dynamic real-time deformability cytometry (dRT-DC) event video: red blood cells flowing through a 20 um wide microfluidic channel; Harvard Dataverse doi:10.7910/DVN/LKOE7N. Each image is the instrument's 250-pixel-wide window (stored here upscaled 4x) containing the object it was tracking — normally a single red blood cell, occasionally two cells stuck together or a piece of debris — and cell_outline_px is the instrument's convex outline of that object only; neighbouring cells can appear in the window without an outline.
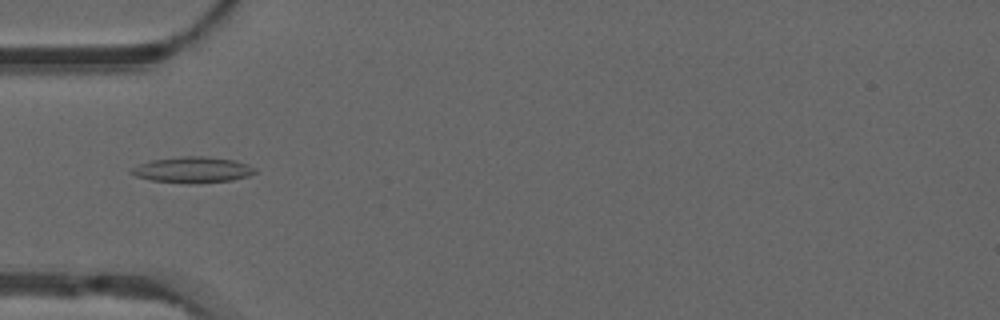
{"species": "common noctule bat (a hibernating species)", "species_latin": "Nyctalus noctula", "temperature_condition": "warm", "stored_images_in_passage": 41, "camera_frame_rate_fps": 3000, "um_per_image_px": 0.085, "animal": {"sex": "male", "forearm_length_mm": 52.5}, "frame": {"image": 1, "passage_image": 5, "time_ms": 1.333, "image_size_px": [1000, 320], "cell_outline_px": [[256, 172], [248, 176], [232, 180], [188, 184], [152, 180], [136, 176], [128, 172], [132, 168], [140, 164], [152, 160], [184, 156], [204, 156], [236, 160], [248, 164], [256, 168]], "centroid_in_image_um": [16.4, 14.43], "position_along_channel_um": 68.6, "area_um2": 18.67}}
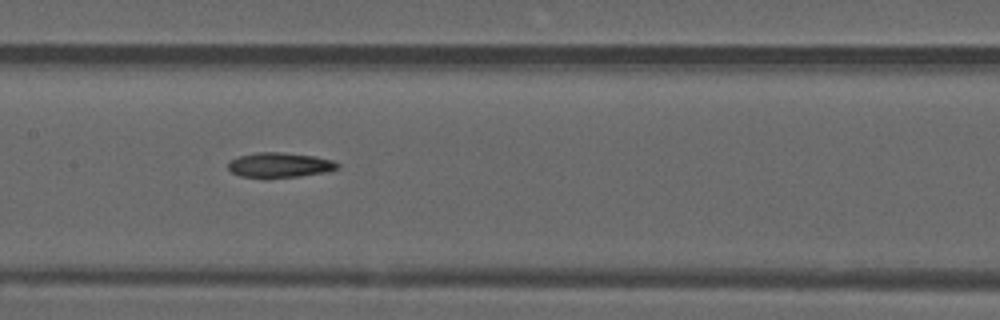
{"frame": {"image": 2, "passage_image": 14, "time_ms": 4.333, "image_size_px": [1000, 320], "cell_outline_px": [[340, 168], [328, 172], [300, 176], [264, 180], [240, 176], [232, 172], [228, 168], [228, 160], [240, 156], [256, 152], [280, 152], [312, 156], [332, 160], [340, 164]], "centroid_in_image_um": [23.75, 14.06], "position_along_channel_um": 183.7, "area_um2": 16.42}}
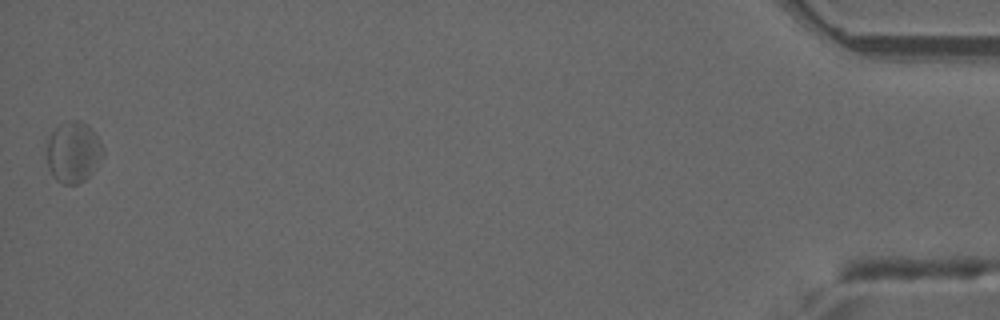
{"frame": {"image": 3, "passage_image": 41, "time_ms": 13.333, "image_size_px": [1000, 320], "cell_outline_px": [[104, 152], [92, 172], [84, 180], [76, 184], [64, 184], [56, 180], [52, 176], [48, 168], [48, 136], [60, 124], [68, 120], [80, 120], [88, 124], [92, 128], [104, 148]], "centroid_in_image_um": [6.23, 12.91], "position_along_channel_um": 429.0, "area_um2": 19.94}}